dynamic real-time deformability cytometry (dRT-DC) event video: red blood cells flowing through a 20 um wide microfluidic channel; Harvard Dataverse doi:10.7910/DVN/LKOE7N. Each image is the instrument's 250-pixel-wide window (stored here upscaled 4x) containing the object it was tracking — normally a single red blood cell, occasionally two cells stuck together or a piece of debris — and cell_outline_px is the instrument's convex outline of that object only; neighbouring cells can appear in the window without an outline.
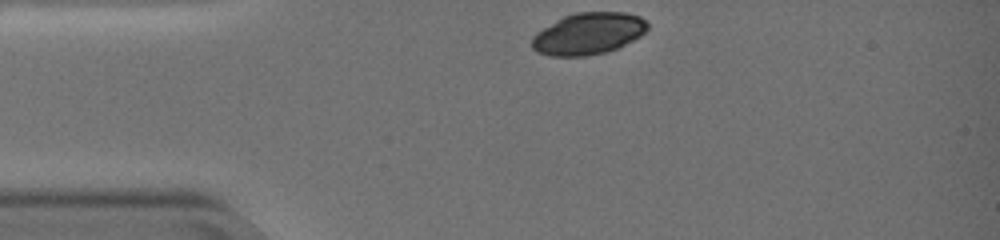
{"species": "common noctule bat (a hibernating species)", "species_latin": "Nyctalus noctula", "temperature_condition": "warm", "stored_images_in_passage": 40, "camera_frame_rate_fps": 3000, "um_per_image_px": 0.085, "animal": {"sex": "female", "body_mass_g": 19.0, "forearm_length_mm": 51.5}, "frame": {"image": 1, "passage_image": 1, "time_ms": 0.0, "image_size_px": [1000, 240], "cell_outline_px": [[648, 28], [640, 36], [616, 48], [604, 52], [584, 56], [552, 56], [536, 52], [532, 48], [532, 36], [536, 32], [564, 16], [576, 12], [624, 12], [640, 16], [648, 24]], "centroid_in_image_um": [49.98, 2.85], "position_along_channel_um": 35.0, "area_um2": 27.92}}
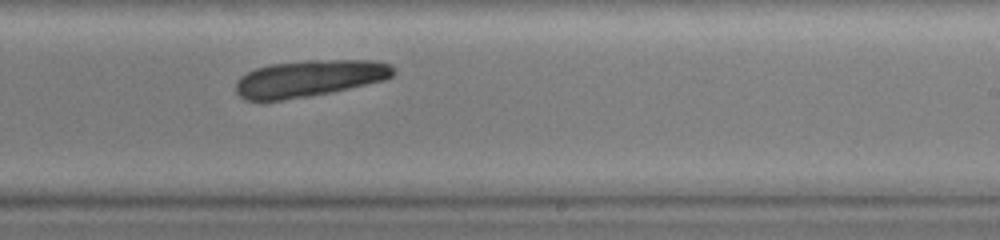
{"frame": {"image": 2, "passage_image": 25, "time_ms": 8.0, "image_size_px": [1000, 240], "cell_outline_px": [[396, 72], [392, 76], [384, 80], [332, 92], [264, 104], [260, 104], [244, 100], [236, 92], [236, 84], [240, 76], [256, 68], [272, 64], [304, 60], [376, 60], [392, 64], [396, 68]], "centroid_in_image_um": [26.25, 6.7], "position_along_channel_um": 262.7, "area_um2": 34.56}}
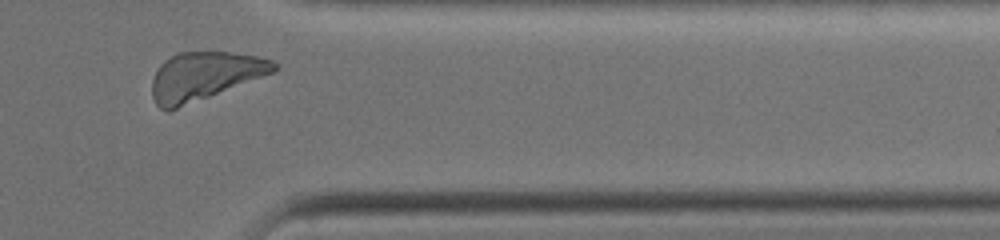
{"frame": {"image": 3, "passage_image": 37, "time_ms": 12.0, "image_size_px": [1000, 240], "cell_outline_px": [[280, 68], [272, 72], [168, 112], [160, 108], [156, 104], [152, 96], [152, 80], [160, 64], [164, 60], [176, 52], [228, 52], [256, 56], [272, 60]], "centroid_in_image_um": [17.32, 6.46], "position_along_channel_um": 394.1, "area_um2": 33.81}}